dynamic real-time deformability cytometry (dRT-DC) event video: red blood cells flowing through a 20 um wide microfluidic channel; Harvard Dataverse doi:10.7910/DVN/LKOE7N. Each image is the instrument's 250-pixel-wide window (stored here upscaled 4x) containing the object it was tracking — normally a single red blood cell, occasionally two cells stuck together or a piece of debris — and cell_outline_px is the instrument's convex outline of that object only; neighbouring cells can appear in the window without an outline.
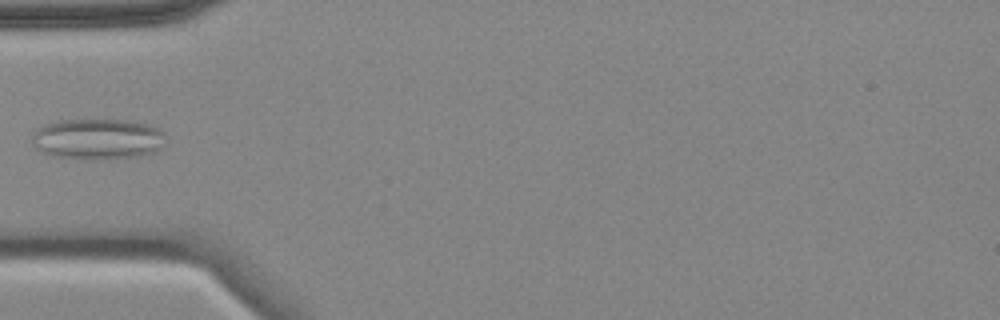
{"species": "common noctule bat (a hibernating species)", "species_latin": "Nyctalus noctula", "temperature_condition": "cold", "stored_images_in_passage": 5, "camera_frame_rate_fps": 3000, "um_per_image_px": 0.085, "animal": {"sex": "female", "body_mass_g": 18.4}, "frame": {"image": 1, "passage_image": 5, "time_ms": 5.0, "image_size_px": [1000, 320], "cell_outline_px": [[164, 132], [160, 148], [156, 152], [140, 156], [100, 160], [92, 160], [52, 156], [40, 152], [32, 144], [32, 136], [44, 124], [60, 120], [132, 120], [152, 124], [160, 128]], "centroid_in_image_um": [8.32, 11.82], "position_along_channel_um": 76.7, "area_um2": 32.19}}